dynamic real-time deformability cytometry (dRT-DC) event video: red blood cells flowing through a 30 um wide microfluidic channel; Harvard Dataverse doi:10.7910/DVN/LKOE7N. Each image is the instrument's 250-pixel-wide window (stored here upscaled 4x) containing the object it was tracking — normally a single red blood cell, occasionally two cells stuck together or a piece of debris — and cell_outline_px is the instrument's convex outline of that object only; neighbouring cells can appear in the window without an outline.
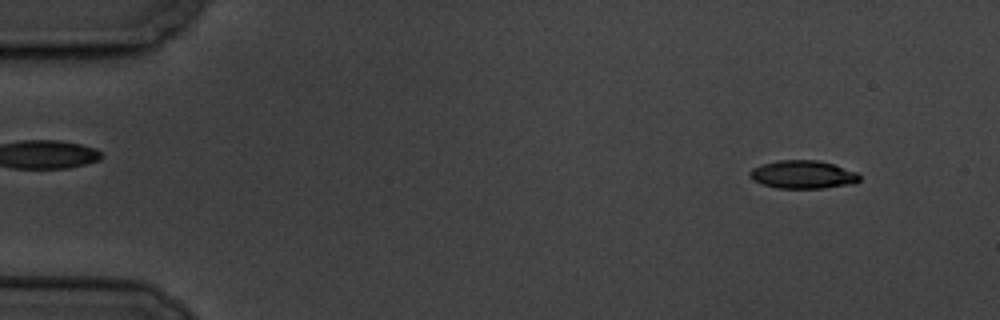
{"species": "common noctule bat (a hibernating species)", "species_latin": "Nyctalus noctula", "temperature_condition": "cold", "stored_images_in_passage": 5, "camera_frame_rate_fps": 3000, "um_per_image_px": 0.085, "animal": {"sex": "male", "body_mass_g": 19.5, "forearm_length_mm": 54.6}, "frame": {"image": 1, "passage_image": 1, "time_ms": 0.0, "image_size_px": [1000, 320], "cell_outline_px": [[860, 180], [856, 184], [824, 188], [776, 188], [760, 184], [752, 180], [748, 176], [748, 172], [752, 168], [764, 164], [780, 160], [816, 160], [832, 164], [856, 172], [860, 176]], "centroid_in_image_um": [68.22, 14.85], "position_along_channel_um": 16.8, "area_um2": 18.09}}
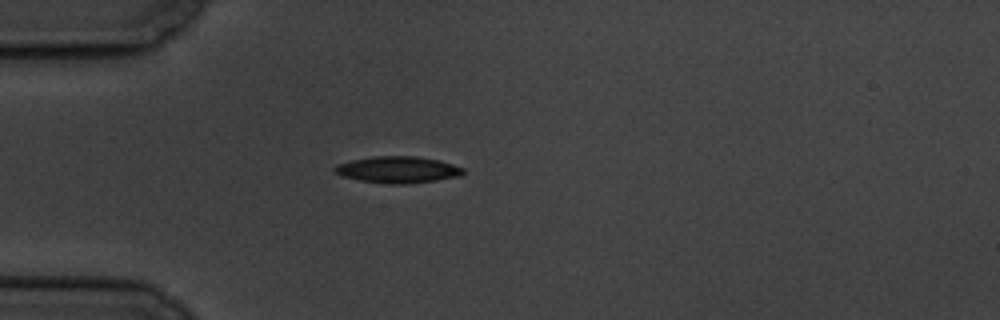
{"frame": {"image": 2, "passage_image": 4, "time_ms": 3.667, "image_size_px": [1000, 320], "cell_outline_px": [[464, 172], [460, 176], [436, 180], [408, 184], [392, 184], [360, 180], [344, 176], [332, 172], [332, 168], [336, 164], [352, 160], [376, 156], [416, 156], [440, 160], [464, 168]], "centroid_in_image_um": [33.81, 14.42], "position_along_channel_um": 51.2, "area_um2": 19.88}}